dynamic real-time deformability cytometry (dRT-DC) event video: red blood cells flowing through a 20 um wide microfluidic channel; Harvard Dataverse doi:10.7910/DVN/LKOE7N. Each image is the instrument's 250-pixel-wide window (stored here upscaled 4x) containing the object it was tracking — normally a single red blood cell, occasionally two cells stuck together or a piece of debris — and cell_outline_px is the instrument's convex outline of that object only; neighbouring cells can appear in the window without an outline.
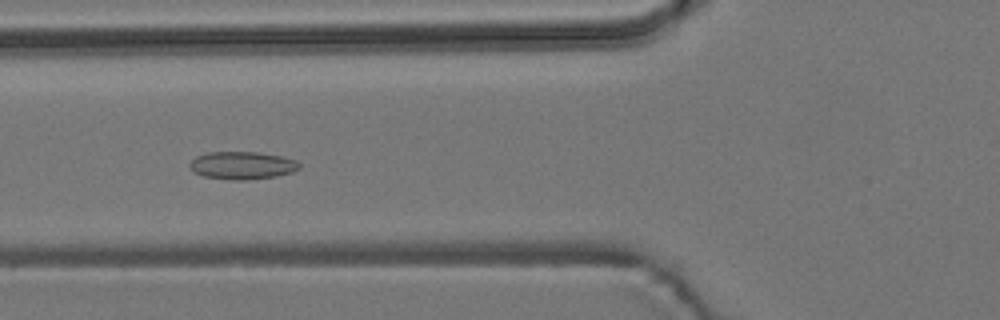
{"species": "common noctule bat (a hibernating species)", "species_latin": "Nyctalus noctula", "temperature_condition": "room temperature", "stored_images_in_passage": 42, "camera_frame_rate_fps": 3000, "um_per_image_px": 0.085, "animal": {"sex": "male", "body_mass_g": 19.2, "forearm_length_mm": 51.8}, "frame": {"image": 1, "passage_image": 9, "time_ms": 2.667, "image_size_px": [1000, 320], "cell_outline_px": [[300, 168], [292, 172], [276, 176], [248, 180], [236, 180], [204, 176], [192, 172], [188, 164], [196, 156], [208, 152], [256, 152], [284, 156], [296, 160], [300, 164]], "centroid_in_image_um": [20.59, 14.05], "position_along_channel_um": 105.2, "area_um2": 17.8}}
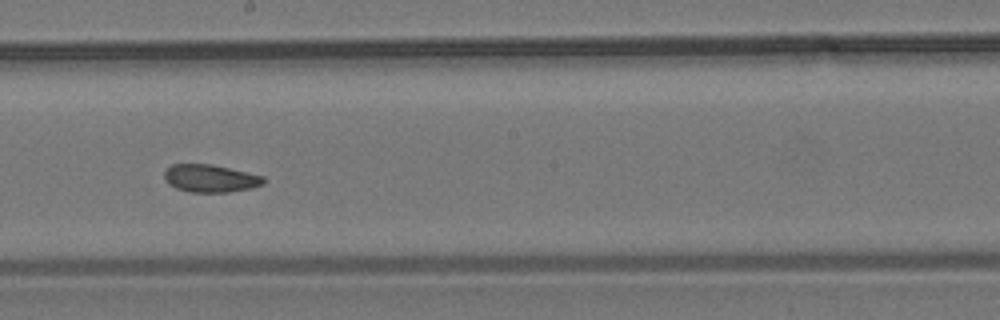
{"frame": {"image": 2, "passage_image": 19, "time_ms": 6.0, "image_size_px": [1000, 320], "cell_outline_px": [[264, 184], [252, 188], [228, 192], [188, 192], [176, 188], [168, 184], [164, 180], [164, 172], [172, 164], [212, 164], [264, 176]], "centroid_in_image_um": [17.86, 15.16], "position_along_channel_um": 230.3, "area_um2": 16.07}}
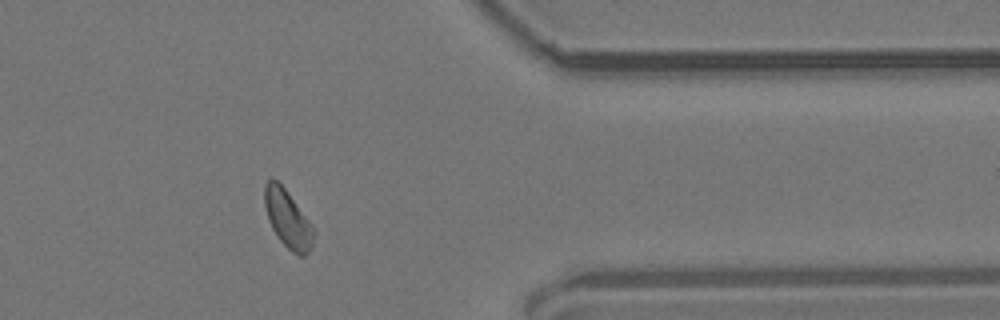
{"frame": {"image": 3, "passage_image": 33, "time_ms": 10.667, "image_size_px": [1000, 320], "cell_outline_px": [[316, 232], [312, 248], [304, 256], [300, 256], [292, 252], [276, 236], [268, 220], [264, 204], [264, 184], [268, 180], [276, 180], [284, 188], [316, 228]], "centroid_in_image_um": [24.49, 18.65], "position_along_channel_um": 386.9, "area_um2": 16.7}}